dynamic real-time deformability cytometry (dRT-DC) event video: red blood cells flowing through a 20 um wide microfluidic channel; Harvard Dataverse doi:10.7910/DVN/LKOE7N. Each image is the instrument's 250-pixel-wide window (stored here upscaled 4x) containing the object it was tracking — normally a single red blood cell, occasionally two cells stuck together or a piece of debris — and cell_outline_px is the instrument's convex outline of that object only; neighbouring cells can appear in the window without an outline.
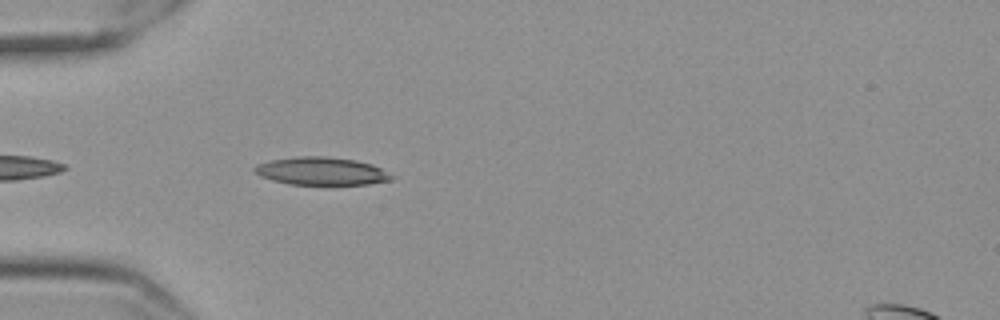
{"species": "Egyptian fruit bat (a non-hibernating species)", "species_latin": "Rousettus aegyptiacus", "temperature_condition": "cold", "stored_images_in_passage": 29, "camera_frame_rate_fps": 3000, "um_per_image_px": 0.085, "frame": {"image": 1, "passage_image": 4, "time_ms": 1.0, "image_size_px": [1000, 320], "cell_outline_px": [[396, 176], [392, 180], [368, 184], [288, 184], [272, 180], [260, 176], [252, 168], [260, 164], [272, 160], [296, 156], [324, 156], [356, 160], [372, 164]], "centroid_in_image_um": [27.36, 14.54], "position_along_channel_um": 57.6, "area_um2": 22.14}}
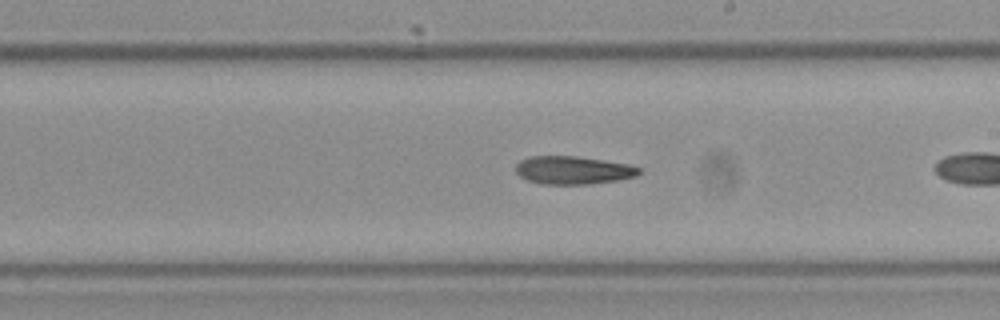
{"frame": {"image": 2, "passage_image": 17, "time_ms": 5.333, "image_size_px": [1000, 320], "cell_outline_px": [[644, 172], [636, 176], [620, 180], [592, 184], [544, 184], [528, 180], [520, 176], [516, 172], [516, 164], [520, 160], [528, 156], [576, 156], [628, 164], [640, 168]], "centroid_in_image_um": [48.74, 14.47], "position_along_channel_um": 240.3, "area_um2": 20.29}}
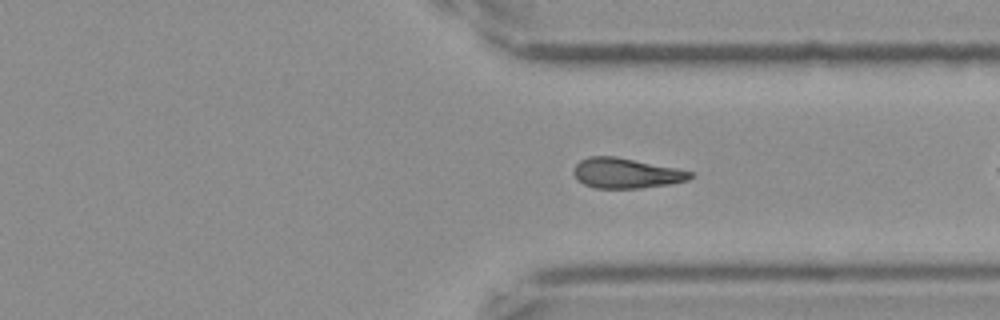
{"frame": {"image": 3, "passage_image": 27, "time_ms": 8.667, "image_size_px": [1000, 320], "cell_outline_px": [[692, 176], [688, 180], [668, 184], [640, 188], [596, 188], [584, 184], [576, 180], [572, 172], [572, 168], [580, 160], [588, 156], [616, 156], [676, 168], [692, 172]], "centroid_in_image_um": [53.15, 14.71], "position_along_channel_um": 358.3, "area_um2": 20.52}}